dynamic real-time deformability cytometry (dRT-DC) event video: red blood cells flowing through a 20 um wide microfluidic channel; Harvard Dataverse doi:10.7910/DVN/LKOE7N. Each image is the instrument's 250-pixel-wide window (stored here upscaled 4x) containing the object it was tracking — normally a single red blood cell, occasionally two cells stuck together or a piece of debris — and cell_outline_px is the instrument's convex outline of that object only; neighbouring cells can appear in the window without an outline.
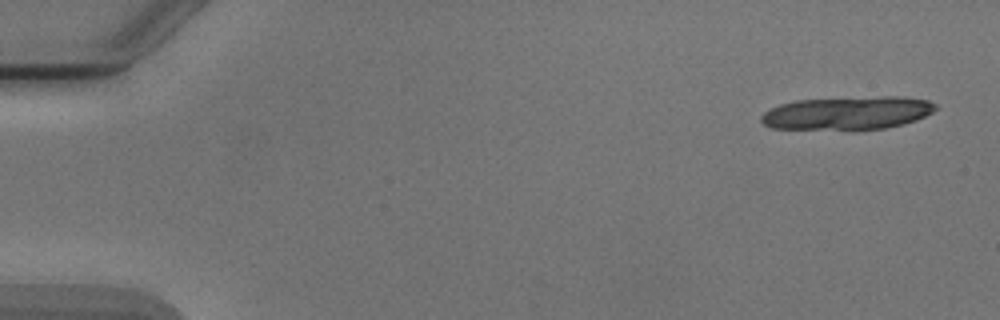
{"species": "Egyptian fruit bat (a non-hibernating species)", "species_latin": "Rousettus aegyptiacus", "temperature_condition": "cold", "stored_images_in_passage": 6, "segment_of_instrument_passage": [2, 2], "camera_frame_rate_fps": 3000, "um_per_image_px": 0.085, "animal": {"sex": "male"}, "frame": {"image": 1, "passage_image": 6, "time_ms": 6.0, "image_size_px": [1000, 320], "cell_outline_px": [[936, 108], [932, 112], [916, 120], [904, 124], [884, 128], [852, 132], [772, 128], [764, 124], [760, 120], [760, 116], [764, 112], [780, 104], [796, 100], [880, 96], [900, 96], [928, 100], [936, 104]], "centroid_in_image_um": [72.01, 9.64], "position_along_channel_um": 13.0, "area_um2": 34.74}}